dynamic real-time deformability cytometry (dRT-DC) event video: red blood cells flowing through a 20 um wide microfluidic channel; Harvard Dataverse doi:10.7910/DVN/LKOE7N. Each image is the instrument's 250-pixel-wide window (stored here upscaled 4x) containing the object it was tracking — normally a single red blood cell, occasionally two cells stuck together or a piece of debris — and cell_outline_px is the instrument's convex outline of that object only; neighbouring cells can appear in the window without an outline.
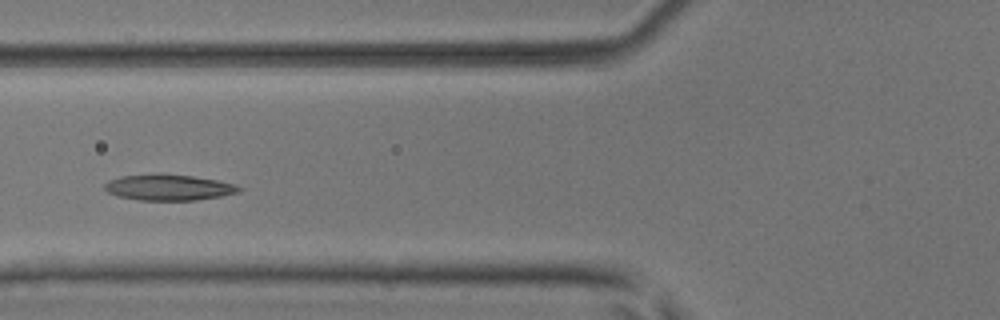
{"species": "common noctule bat (a hibernating species)", "species_latin": "Nyctalus noctula", "temperature_condition": "room temperature", "stored_images_in_passage": 5, "camera_frame_rate_fps": 3000, "um_per_image_px": 0.085, "animal": {"sex": "male", "body_mass_g": 17.9, "forearm_length_mm": 54.2}, "frame": {"image": 1, "passage_image": 5, "time_ms": 1.333, "image_size_px": [1000, 320], "cell_outline_px": [[244, 188], [236, 192], [220, 196], [196, 200], [140, 200], [116, 196], [108, 192], [104, 188], [104, 184], [108, 180], [120, 176], [192, 176], [216, 180], [236, 184]], "centroid_in_image_um": [14.34, 15.96], "position_along_channel_um": 111.5, "area_um2": 19.54}}